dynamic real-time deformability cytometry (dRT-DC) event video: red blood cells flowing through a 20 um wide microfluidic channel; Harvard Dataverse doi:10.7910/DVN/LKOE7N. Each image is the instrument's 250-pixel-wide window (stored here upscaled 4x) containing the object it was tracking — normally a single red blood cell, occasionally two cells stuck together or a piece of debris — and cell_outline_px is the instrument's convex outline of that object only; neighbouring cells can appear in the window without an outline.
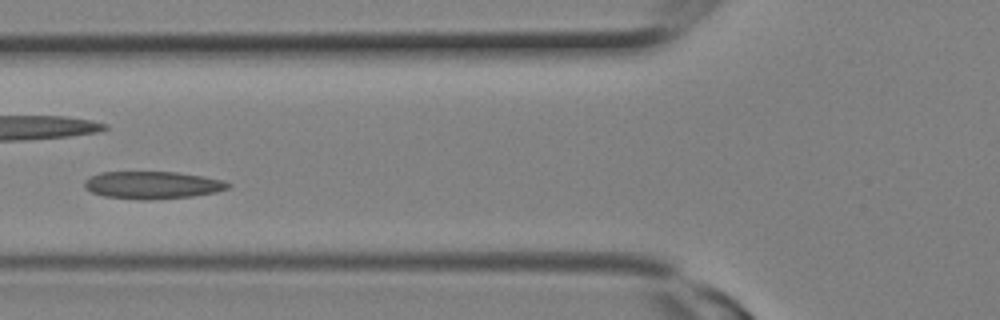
{"species": "Egyptian fruit bat (a non-hibernating species)", "species_latin": "Rousettus aegyptiacus", "temperature_condition": "room temperature", "stored_images_in_passage": 6, "camera_frame_rate_fps": 3000, "um_per_image_px": 0.085, "animal": {"sex": "female"}, "frame": {"image": 1, "passage_image": 5, "time_ms": 1.333, "image_size_px": [1000, 320], "cell_outline_px": [[232, 184], [228, 188], [216, 192], [192, 196], [148, 200], [140, 200], [104, 196], [92, 192], [84, 188], [84, 180], [100, 172], [180, 172], [204, 176], [224, 180]], "centroid_in_image_um": [12.97, 15.73], "position_along_channel_um": 112.8, "area_um2": 23.12}}